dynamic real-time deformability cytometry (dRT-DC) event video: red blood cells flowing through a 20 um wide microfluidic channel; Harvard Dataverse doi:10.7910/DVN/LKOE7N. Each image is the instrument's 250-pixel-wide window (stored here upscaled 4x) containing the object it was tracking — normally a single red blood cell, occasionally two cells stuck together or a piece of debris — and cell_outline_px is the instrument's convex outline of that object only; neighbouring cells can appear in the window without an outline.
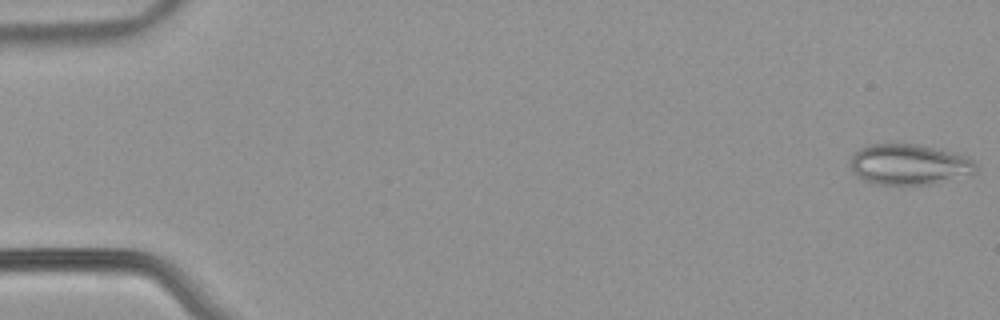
{"species": "common noctule bat (a hibernating species)", "species_latin": "Nyctalus noctula", "temperature_condition": "warm", "stored_images_in_passage": 52, "camera_frame_rate_fps": 3000, "um_per_image_px": 0.085, "animal": {"sex": "male", "body_mass_g": 21.5, "forearm_length_mm": 52.0}, "frame": {"image": 1, "passage_image": 1, "time_ms": 0.0, "image_size_px": [1000, 320], "cell_outline_px": [[976, 172], [928, 184], [880, 184], [864, 180], [848, 164], [852, 152], [868, 144], [892, 140], [916, 144], [952, 152], [964, 156], [972, 160], [976, 164]], "centroid_in_image_um": [77.18, 13.91], "position_along_channel_um": 7.8, "area_um2": 29.88}}
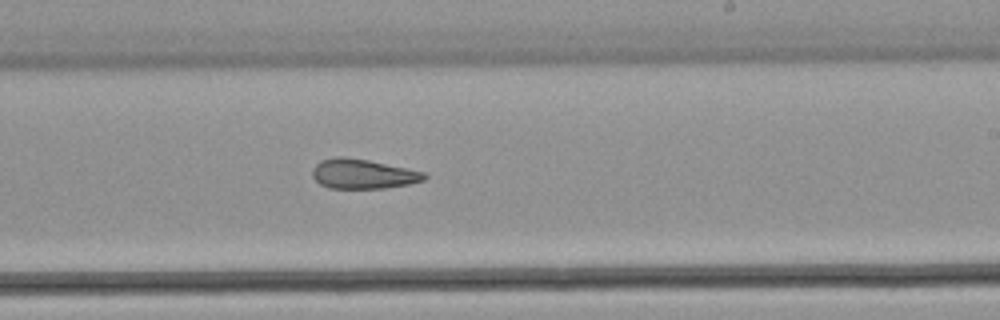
{"frame": {"image": 2, "passage_image": 33, "time_ms": 10.667, "image_size_px": [1000, 320], "cell_outline_px": [[428, 176], [424, 180], [408, 184], [384, 188], [328, 188], [320, 184], [312, 176], [312, 168], [320, 160], [336, 156], [344, 156], [368, 160], [424, 172]], "centroid_in_image_um": [30.81, 14.78], "position_along_channel_um": 258.2, "area_um2": 19.31}}
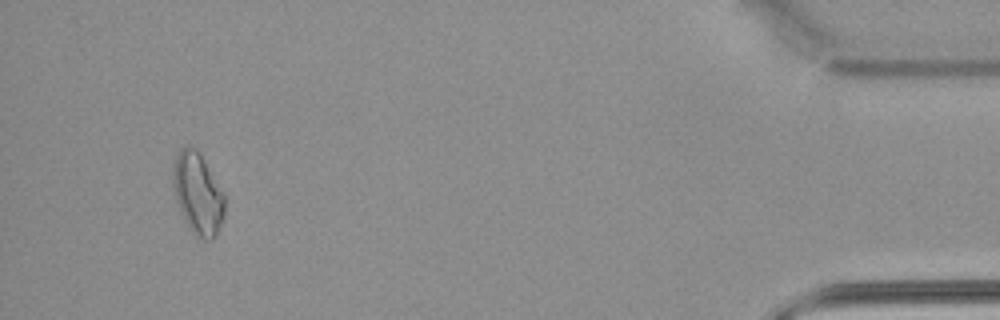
{"frame": {"image": 3, "passage_image": 51, "time_ms": 16.667, "image_size_px": [1000, 320], "cell_outline_px": [[224, 216], [212, 240], [200, 240], [188, 228], [176, 200], [172, 184], [172, 168], [176, 156], [180, 148], [188, 144], [196, 148], [224, 196]], "centroid_in_image_um": [16.76, 16.46], "position_along_channel_um": 418.4, "area_um2": 24.22}}